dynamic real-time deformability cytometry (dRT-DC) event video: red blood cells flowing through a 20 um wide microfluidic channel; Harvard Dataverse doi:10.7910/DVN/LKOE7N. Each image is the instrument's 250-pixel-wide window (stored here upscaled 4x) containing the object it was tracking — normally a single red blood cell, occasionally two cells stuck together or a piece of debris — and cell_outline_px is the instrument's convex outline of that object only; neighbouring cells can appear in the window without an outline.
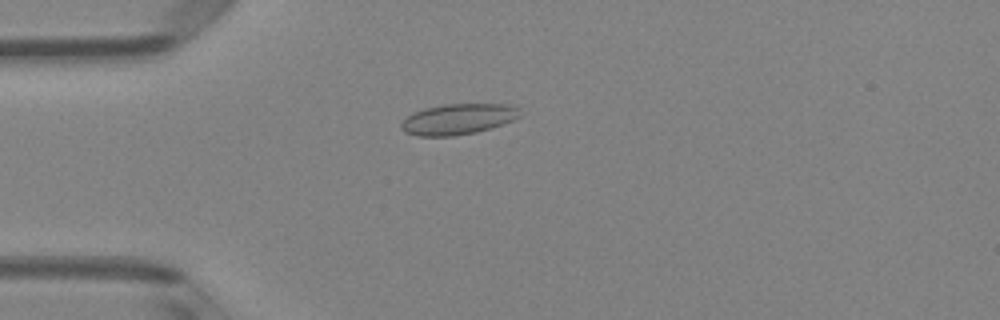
{"species": "Egyptian fruit bat (a non-hibernating species)", "species_latin": "Rousettus aegyptiacus", "temperature_condition": "room temperature", "stored_images_in_passage": 51, "camera_frame_rate_fps": 3000, "um_per_image_px": 0.085, "animal": {"sex": "female"}, "frame": {"image": 1, "passage_image": 14, "time_ms": 4.333, "image_size_px": [1000, 320], "cell_outline_px": [[520, 116], [516, 120], [476, 132], [452, 136], [416, 136], [404, 132], [400, 128], [400, 124], [408, 116], [424, 108], [444, 104], [512, 104], [516, 108]], "centroid_in_image_um": [38.93, 10.13], "position_along_channel_um": 46.1, "area_um2": 21.21}}
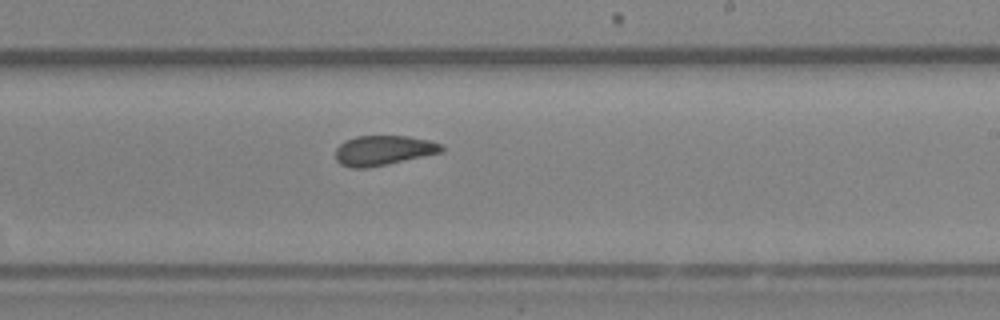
{"frame": {"image": 2, "passage_image": 31, "time_ms": 10.0, "image_size_px": [1000, 320], "cell_outline_px": [[444, 152], [388, 164], [368, 168], [352, 168], [340, 164], [336, 160], [336, 148], [344, 140], [356, 136], [408, 136], [428, 140], [440, 144], [444, 148]], "centroid_in_image_um": [32.58, 12.79], "position_along_channel_um": 256.4, "area_um2": 18.55}}
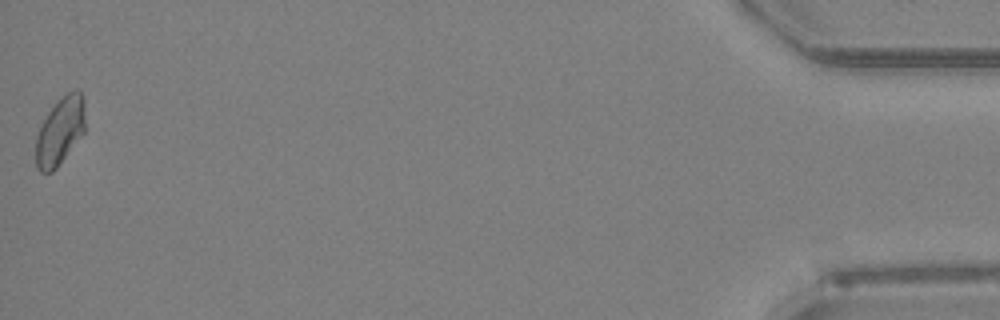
{"frame": {"image": 3, "passage_image": 51, "time_ms": 16.667, "image_size_px": [1000, 320], "cell_outline_px": [[84, 132], [56, 168], [52, 172], [40, 172], [36, 168], [36, 136], [48, 112], [56, 100], [68, 92], [80, 92], [84, 100]], "centroid_in_image_um": [5.08, 11.16], "position_along_channel_um": 430.1, "area_um2": 19.13}, "authors_computed_cell_mechanics": {"area_um2": 19.1896, "velocity_mm_per_s": 4.0191, "shape_relaxation_time_tau1_ms": null, "shape_relaxation_time_tau2_ms": 1.244, "deformation_change_tau1": null, "deformation_change_tau2": 0.0434}}